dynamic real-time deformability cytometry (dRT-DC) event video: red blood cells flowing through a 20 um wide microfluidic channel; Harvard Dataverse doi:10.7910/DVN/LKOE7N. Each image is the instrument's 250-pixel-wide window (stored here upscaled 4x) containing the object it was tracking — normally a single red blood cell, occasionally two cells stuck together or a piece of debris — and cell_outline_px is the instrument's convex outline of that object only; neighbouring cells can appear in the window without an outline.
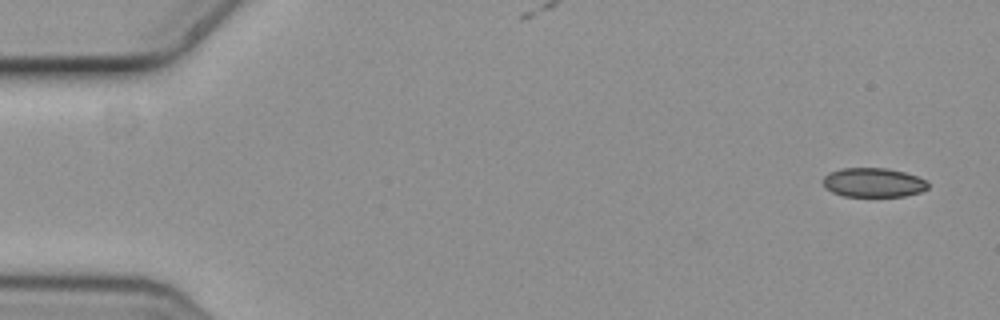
{"species": "common noctule bat (a hibernating species)", "species_latin": "Nyctalus noctula", "temperature_condition": "cold", "stored_images_in_passage": 5, "camera_frame_rate_fps": 3000, "um_per_image_px": 0.085, "animal": {"sex": "female", "body_mass_g": 19.3, "forearm_length_mm": 54.1}, "frame": {"image": 1, "passage_image": 1, "time_ms": 0.0, "image_size_px": [1000, 320], "cell_outline_px": [[928, 188], [920, 192], [904, 196], [844, 196], [832, 192], [824, 188], [824, 176], [828, 172], [840, 168], [888, 168], [904, 172], [916, 176], [924, 180], [928, 184]], "centroid_in_image_um": [74.2, 15.51], "position_along_channel_um": 10.8, "area_um2": 17.86}}
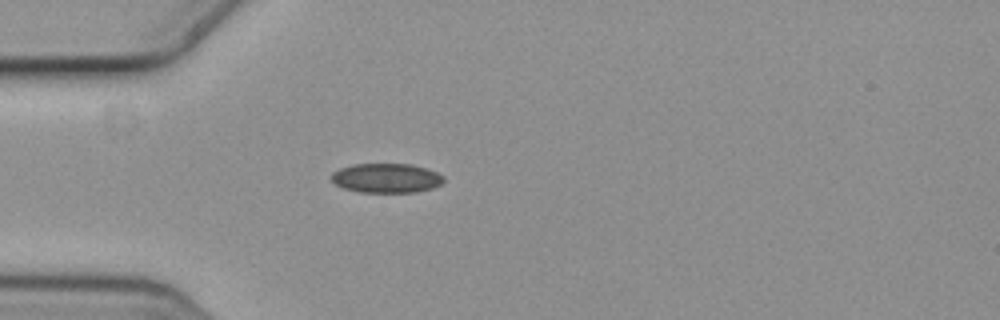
{"frame": {"image": 2, "passage_image": 5, "time_ms": 1.333, "image_size_px": [1000, 320], "cell_outline_px": [[444, 180], [440, 184], [432, 188], [416, 192], [360, 192], [344, 188], [336, 184], [332, 180], [332, 172], [340, 168], [352, 164], [412, 164], [436, 172], [444, 176]], "centroid_in_image_um": [32.84, 15.13], "position_along_channel_um": 52.2, "area_um2": 19.13}}